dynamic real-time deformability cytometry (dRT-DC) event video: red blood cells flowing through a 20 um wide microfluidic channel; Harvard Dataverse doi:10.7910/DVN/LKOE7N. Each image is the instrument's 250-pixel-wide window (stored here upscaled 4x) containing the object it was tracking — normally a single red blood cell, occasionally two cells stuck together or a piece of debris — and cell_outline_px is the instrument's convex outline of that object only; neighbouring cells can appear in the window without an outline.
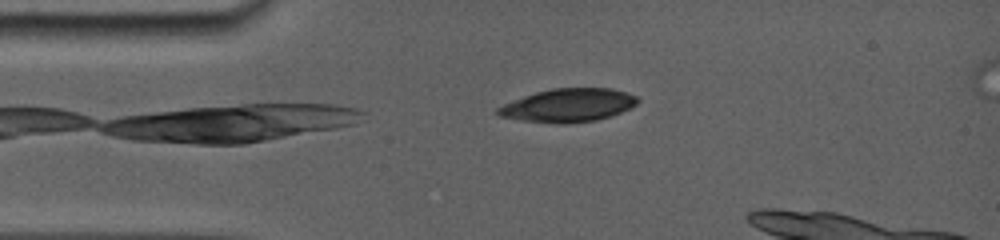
{"species": "common noctule bat (a hibernating species)", "species_latin": "Nyctalus noctula", "temperature_condition": "room temperature", "stored_images_in_passage": 9, "camera_frame_rate_fps": 5000, "um_per_image_px": 0.085, "animal": {"sex": "female", "body_mass_g": 19.0, "forearm_length_mm": 56.7}, "frame": {"image": 1, "passage_image": 2, "time_ms": 0.8, "image_size_px": [1000, 240], "cell_outline_px": [[640, 100], [636, 104], [620, 112], [596, 120], [524, 120], [500, 116], [496, 112], [496, 108], [504, 104], [524, 96], [536, 92], [552, 88], [612, 88], [628, 92], [636, 96]], "centroid_in_image_um": [48.34, 8.88], "position_along_channel_um": 36.7, "area_um2": 25.78}}
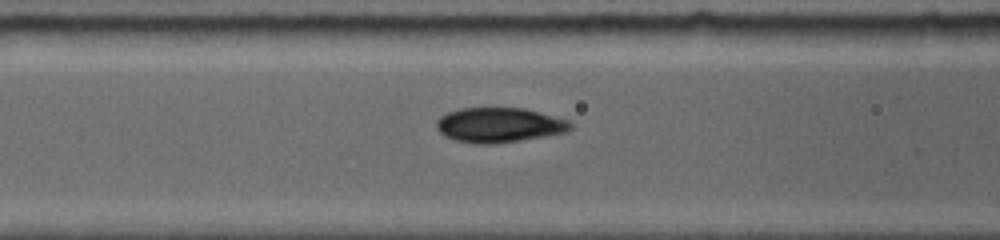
{"frame": {"image": 2, "passage_image": 6, "time_ms": 3.8, "image_size_px": [1000, 240], "cell_outline_px": [[572, 124], [564, 132], [516, 140], [456, 140], [440, 132], [436, 124], [436, 120], [440, 116], [448, 112], [460, 108], [524, 108], [568, 120]], "centroid_in_image_um": [42.41, 10.55], "position_along_channel_um": 124.2, "area_um2": 25.43}}
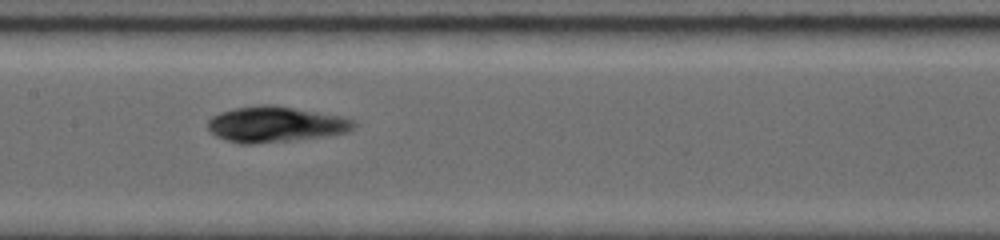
{"frame": {"image": 3, "passage_image": 8, "time_ms": 5.4, "image_size_px": [1000, 240], "cell_outline_px": [[356, 124], [352, 128], [344, 132], [248, 144], [228, 140], [216, 136], [208, 128], [208, 120], [212, 116], [220, 112], [236, 108], [260, 104], [272, 104], [340, 116], [352, 120]], "centroid_in_image_um": [23.32, 10.52], "position_along_channel_um": 184.1, "area_um2": 29.07}}